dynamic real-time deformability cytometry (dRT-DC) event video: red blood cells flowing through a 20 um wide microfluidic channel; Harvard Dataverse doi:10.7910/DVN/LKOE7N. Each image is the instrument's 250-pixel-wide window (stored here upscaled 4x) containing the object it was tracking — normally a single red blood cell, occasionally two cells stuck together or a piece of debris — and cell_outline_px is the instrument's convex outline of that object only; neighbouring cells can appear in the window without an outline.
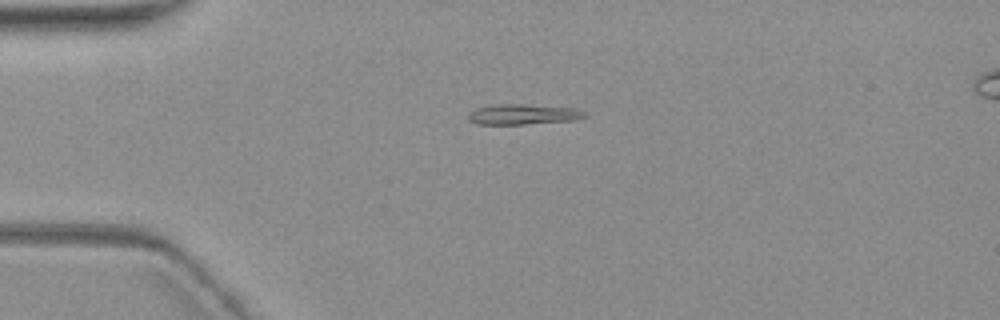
{"species": "common noctule bat (a hibernating species)", "species_latin": "Nyctalus noctula", "temperature_condition": "warm", "stored_images_in_passage": 8, "camera_frame_rate_fps": 3000, "um_per_image_px": 0.085, "animal": {"sex": "female", "body_mass_g": 19.3, "forearm_length_mm": 54.1}, "frame": {"image": 1, "passage_image": 4, "time_ms": 3.667, "image_size_px": [1000, 320], "cell_outline_px": [[588, 116], [576, 120], [524, 124], [476, 124], [468, 120], [468, 112], [476, 108], [492, 104], [520, 104], [576, 108], [584, 112]], "centroid_in_image_um": [44.43, 9.72], "position_along_channel_um": 40.6, "area_um2": 13.93}}
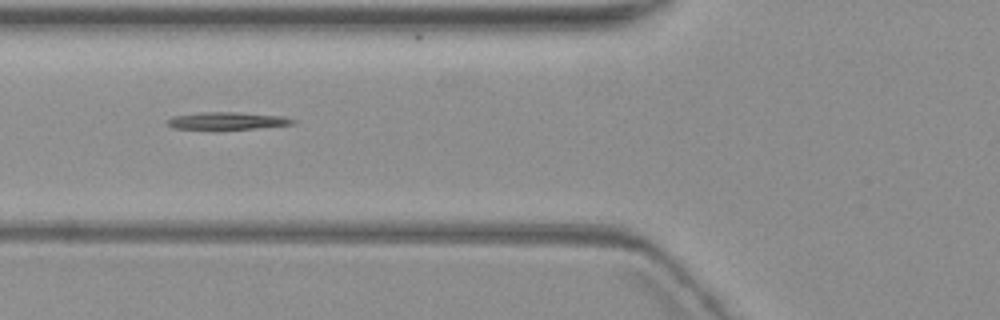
{"frame": {"image": 2, "passage_image": 6, "time_ms": 6.333, "image_size_px": [1000, 320], "cell_outline_px": [[296, 124], [256, 128], [212, 132], [172, 128], [164, 120], [172, 116], [200, 112], [240, 112], [284, 116], [296, 120]], "centroid_in_image_um": [19.23, 10.31], "position_along_channel_um": 106.6, "area_um2": 13.76}}
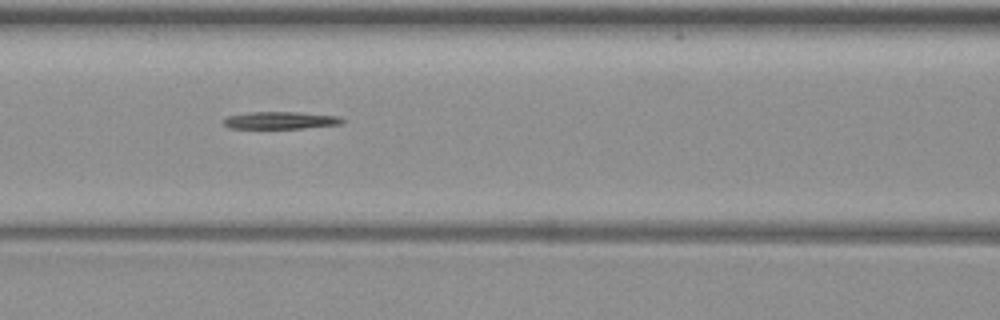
{"frame": {"image": 3, "passage_image": 7, "time_ms": 7.333, "image_size_px": [1000, 320], "cell_outline_px": [[344, 120], [340, 124], [304, 128], [228, 128], [224, 124], [224, 120], [228, 116], [248, 112], [300, 112], [340, 116]], "centroid_in_image_um": [23.85, 10.22], "position_along_channel_um": 142.7, "area_um2": 11.91}}